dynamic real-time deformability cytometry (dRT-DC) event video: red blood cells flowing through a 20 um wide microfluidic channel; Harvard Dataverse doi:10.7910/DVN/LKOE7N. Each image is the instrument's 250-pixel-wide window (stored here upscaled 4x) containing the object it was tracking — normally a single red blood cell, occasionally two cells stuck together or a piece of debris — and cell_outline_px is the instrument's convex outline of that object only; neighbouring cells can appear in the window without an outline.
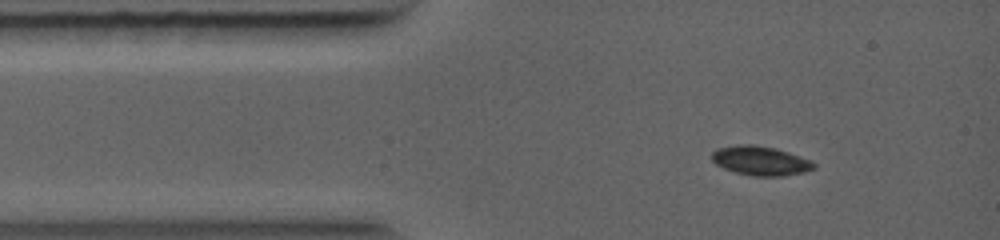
{"species": "common noctule bat (a hibernating species)", "species_latin": "Nyctalus noctula", "temperature_condition": "warm", "stored_images_in_passage": 18, "camera_frame_rate_fps": 5000, "um_per_image_px": 0.085, "animal": {"sex": "female", "body_mass_g": 19.0, "forearm_length_mm": 56.7}, "frame": {"image": 1, "passage_image": 6, "time_ms": 1.0, "image_size_px": [1000, 240], "cell_outline_px": [[816, 168], [804, 172], [784, 176], [752, 176], [736, 172], [724, 168], [716, 164], [712, 160], [712, 152], [716, 148], [740, 144], [752, 144], [776, 148], [812, 160], [816, 164]], "centroid_in_image_um": [64.66, 13.66], "position_along_channel_um": 20.3, "area_um2": 17.51}}
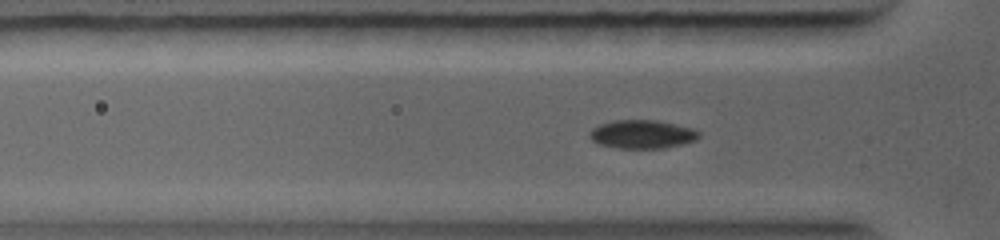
{"frame": {"image": 2, "passage_image": 13, "time_ms": 2.6, "image_size_px": [1000, 240], "cell_outline_px": [[700, 136], [696, 140], [664, 148], [616, 148], [600, 144], [592, 140], [588, 136], [588, 132], [592, 128], [600, 124], [612, 120], [656, 120], [676, 124], [692, 128], [700, 132]], "centroid_in_image_um": [54.56, 11.4], "position_along_channel_um": 71.2, "area_um2": 18.21}}
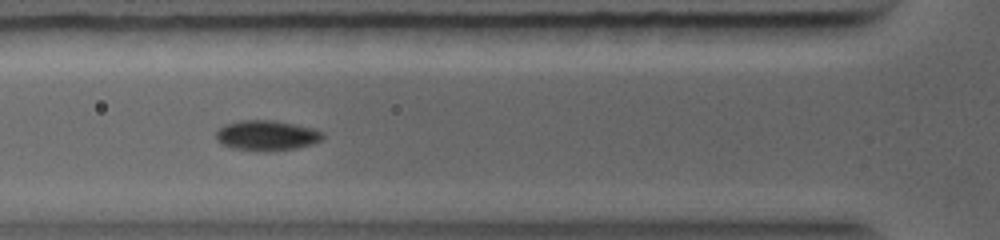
{"frame": {"image": 3, "passage_image": 16, "time_ms": 3.2, "image_size_px": [1000, 240], "cell_outline_px": [[324, 136], [320, 140], [312, 144], [296, 148], [272, 152], [256, 152], [232, 148], [216, 140], [216, 132], [224, 124], [240, 120], [276, 120], [316, 128], [324, 132]], "centroid_in_image_um": [22.69, 11.52], "position_along_channel_um": 103.1, "area_um2": 19.25}}